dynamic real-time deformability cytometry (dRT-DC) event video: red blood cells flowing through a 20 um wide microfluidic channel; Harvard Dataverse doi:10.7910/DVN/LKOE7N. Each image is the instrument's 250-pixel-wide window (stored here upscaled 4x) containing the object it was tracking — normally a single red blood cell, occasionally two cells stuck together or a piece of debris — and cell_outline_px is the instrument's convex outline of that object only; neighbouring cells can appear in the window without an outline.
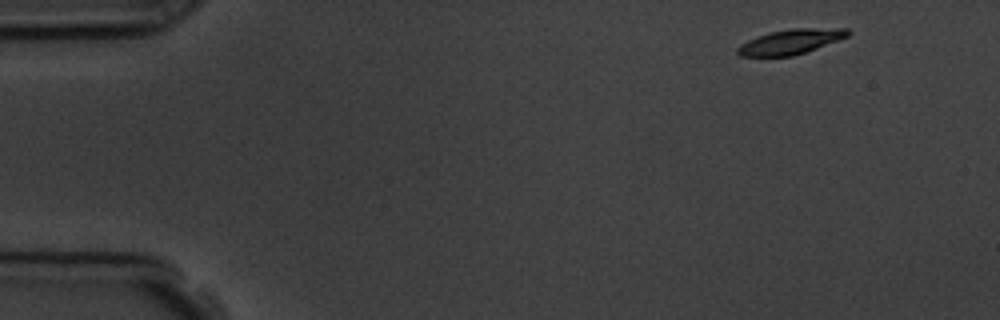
{"species": "common noctule bat (a hibernating species)", "species_latin": "Nyctalus noctula", "temperature_condition": "room temperature", "stored_images_in_passage": 4, "camera_frame_rate_fps": 3000, "um_per_image_px": 0.085, "animal": {"sex": "male", "body_mass_g": 19.5, "forearm_length_mm": 54.6}, "frame": {"image": 1, "passage_image": 1, "time_ms": 0.0, "image_size_px": [1000, 320], "cell_outline_px": [[852, 32], [848, 36], [816, 48], [792, 56], [740, 56], [736, 52], [736, 48], [740, 44], [756, 36], [772, 32], [792, 28], [848, 28]], "centroid_in_image_um": [67.19, 3.54], "position_along_channel_um": 17.8, "area_um2": 15.9}}